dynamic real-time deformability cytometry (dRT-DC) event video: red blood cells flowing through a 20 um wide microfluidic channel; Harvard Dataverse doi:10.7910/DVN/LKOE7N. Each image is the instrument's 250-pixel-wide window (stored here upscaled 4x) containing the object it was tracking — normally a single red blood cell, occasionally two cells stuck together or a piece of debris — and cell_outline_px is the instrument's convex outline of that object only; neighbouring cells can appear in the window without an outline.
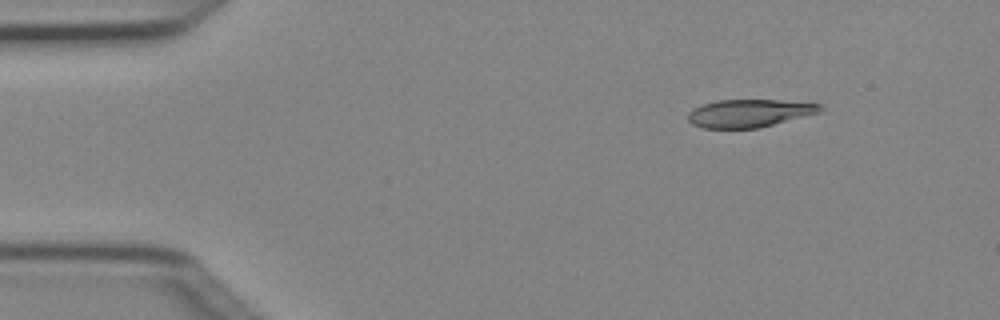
{"species": "Egyptian fruit bat (a non-hibernating species)", "species_latin": "Rousettus aegyptiacus", "temperature_condition": "cold", "stored_images_in_passage": 3, "camera_frame_rate_fps": 3000, "um_per_image_px": 0.085, "animal": {"sex": "female"}, "frame": {"image": 1, "passage_image": 1, "time_ms": 0.0, "image_size_px": [1000, 320], "cell_outline_px": [[820, 112], [760, 128], [704, 128], [692, 124], [688, 120], [688, 112], [692, 108], [716, 100], [780, 100], [820, 104]], "centroid_in_image_um": [63.64, 9.62], "position_along_channel_um": 21.4, "area_um2": 21.33}}
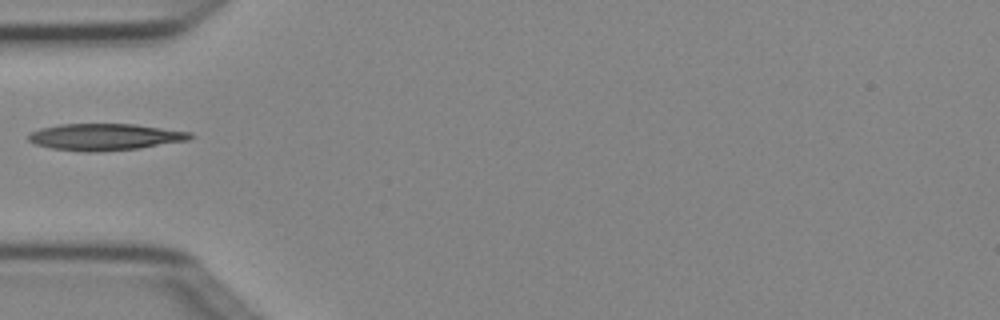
{"frame": {"image": 2, "passage_image": 3, "time_ms": 0.667, "image_size_px": [1000, 320], "cell_outline_px": [[192, 136], [188, 140], [140, 148], [96, 152], [84, 152], [52, 148], [36, 144], [28, 140], [28, 136], [32, 132], [40, 128], [60, 124], [132, 124], [192, 132]], "centroid_in_image_um": [8.91, 11.64], "position_along_channel_um": 76.1, "area_um2": 24.97}}